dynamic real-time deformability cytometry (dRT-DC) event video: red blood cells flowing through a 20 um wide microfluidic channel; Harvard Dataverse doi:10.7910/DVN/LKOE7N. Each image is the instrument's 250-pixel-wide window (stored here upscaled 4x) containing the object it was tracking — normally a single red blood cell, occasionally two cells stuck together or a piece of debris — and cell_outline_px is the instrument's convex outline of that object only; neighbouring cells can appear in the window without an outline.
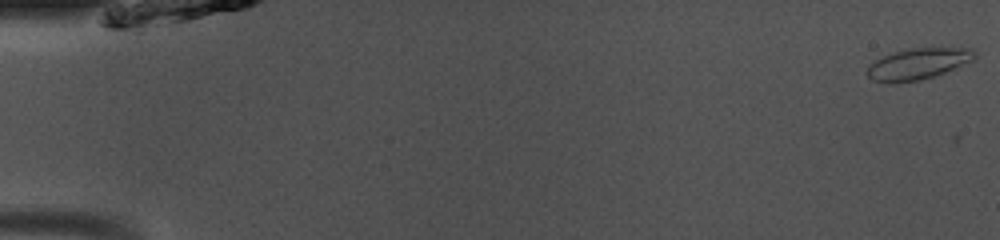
{"species": "common noctule bat (a hibernating species)", "species_latin": "Nyctalus noctula", "temperature_condition": "room temperature", "stored_images_in_passage": 7, "camera_frame_rate_fps": 3000, "um_per_image_px": 0.085, "animal": {"sex": "male", "body_mass_g": 13.0, "forearm_length_mm": 53.1}, "frame": {"image": 1, "passage_image": 2, "time_ms": 0.333, "image_size_px": [1000, 240], "cell_outline_px": [[976, 60], [936, 76], [920, 80], [872, 80], [868, 76], [868, 68], [876, 60], [884, 56], [896, 52], [912, 48], [972, 48], [976, 52]], "centroid_in_image_um": [78.18, 5.39], "position_along_channel_um": 6.8, "area_um2": 18.9}}